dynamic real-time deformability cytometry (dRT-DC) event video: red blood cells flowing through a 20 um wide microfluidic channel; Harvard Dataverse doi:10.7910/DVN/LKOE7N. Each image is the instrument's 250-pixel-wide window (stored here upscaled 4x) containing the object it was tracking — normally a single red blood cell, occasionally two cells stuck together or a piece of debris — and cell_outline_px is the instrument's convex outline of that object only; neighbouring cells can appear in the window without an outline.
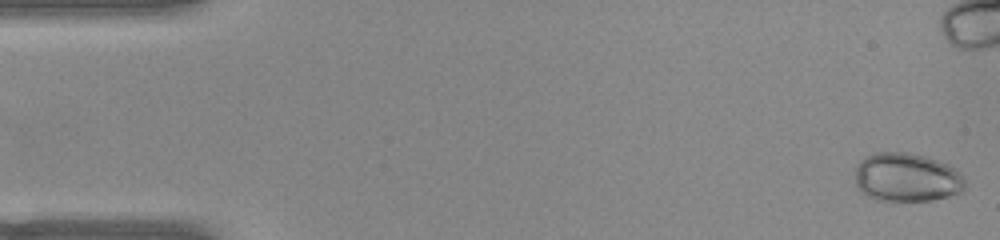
{"species": "common noctule bat (a hibernating species)", "species_latin": "Nyctalus noctula", "temperature_condition": "warm", "stored_images_in_passage": 41, "camera_frame_rate_fps": 3000, "um_per_image_px": 0.085, "animal": {"sex": "female", "body_mass_g": 22.0, "forearm_length_mm": 56.7}, "frame": {"image": 1, "passage_image": 1, "time_ms": 0.0, "image_size_px": [1000, 240], "cell_outline_px": [[964, 192], [932, 200], [892, 204], [888, 204], [876, 200], [860, 192], [856, 184], [856, 164], [864, 156], [876, 152], [908, 152], [928, 156], [940, 160], [956, 168], [964, 176]], "centroid_in_image_um": [77.07, 15.11], "position_along_channel_um": 7.9, "area_um2": 32.6}}
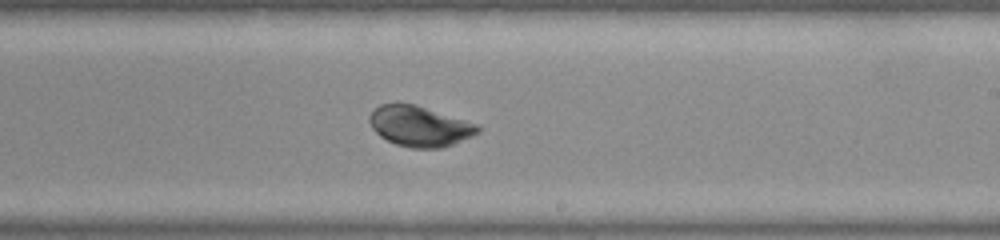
{"frame": {"image": 2, "passage_image": 30, "time_ms": 9.667, "image_size_px": [1000, 240], "cell_outline_px": [[480, 132], [472, 136], [444, 148], [408, 148], [396, 144], [380, 136], [372, 128], [368, 120], [368, 116], [380, 104], [412, 104], [464, 120], [476, 124], [480, 128]], "centroid_in_image_um": [35.65, 10.75], "position_along_channel_um": 253.4, "area_um2": 25.14}}
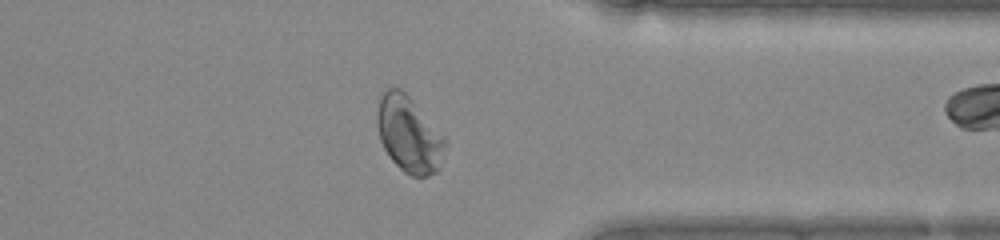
{"frame": {"image": 3, "passage_image": 40, "time_ms": 13.0, "image_size_px": [1000, 240], "cell_outline_px": [[448, 144], [440, 168], [436, 172], [428, 176], [412, 176], [404, 172], [392, 160], [384, 148], [380, 140], [376, 124], [376, 112], [380, 100], [384, 92], [388, 88], [400, 88], [408, 96], [448, 140]], "centroid_in_image_um": [34.79, 11.46], "position_along_channel_um": 376.6, "area_um2": 30.17}}